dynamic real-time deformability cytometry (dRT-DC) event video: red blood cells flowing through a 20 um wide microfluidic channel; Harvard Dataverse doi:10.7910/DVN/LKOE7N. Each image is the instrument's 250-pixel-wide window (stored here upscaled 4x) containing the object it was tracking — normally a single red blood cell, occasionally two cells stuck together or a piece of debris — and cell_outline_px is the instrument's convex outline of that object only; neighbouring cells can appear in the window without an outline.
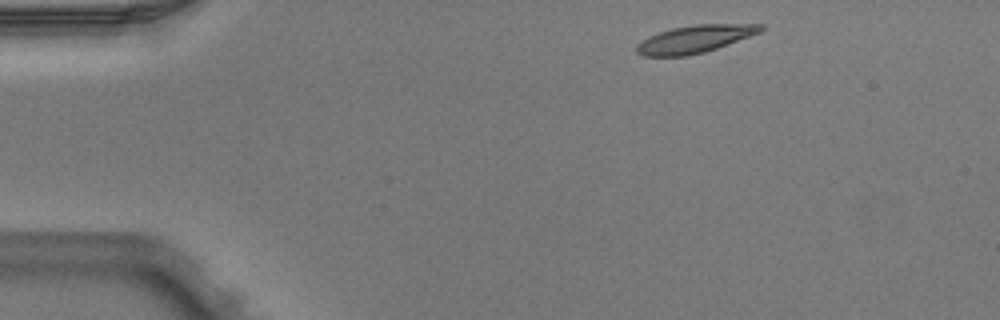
{"species": "Egyptian fruit bat (a non-hibernating species)", "species_latin": "Rousettus aegyptiacus", "temperature_condition": "warm", "stored_images_in_passage": 3, "camera_frame_rate_fps": 3000, "um_per_image_px": 0.085, "animal": {"sex": "male"}, "frame": {"image": 1, "passage_image": 1, "time_ms": 0.0, "image_size_px": [1000, 320], "cell_outline_px": [[764, 28], [760, 32], [716, 48], [704, 52], [684, 56], [644, 56], [636, 52], [636, 48], [648, 36], [672, 28], [696, 24], [764, 24]], "centroid_in_image_um": [59.07, 3.31], "position_along_channel_um": 25.9, "area_um2": 19.54}}